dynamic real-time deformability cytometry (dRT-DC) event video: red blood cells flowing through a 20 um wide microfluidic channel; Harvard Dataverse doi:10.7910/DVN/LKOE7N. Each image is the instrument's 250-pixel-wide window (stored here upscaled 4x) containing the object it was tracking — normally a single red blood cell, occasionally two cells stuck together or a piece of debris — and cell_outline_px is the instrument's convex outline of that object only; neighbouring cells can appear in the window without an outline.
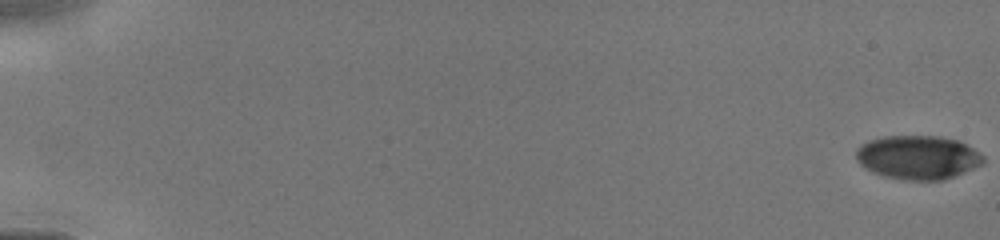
{"species": "human", "species_latin": "Homo sapiens", "temperature_condition": "cold", "stored_images_in_passage": 13, "camera_frame_rate_fps": 3000, "um_per_image_px": 0.085, "donor": {"sex": "male"}, "frame": {"image": 1, "passage_image": 1, "time_ms": 0.0, "image_size_px": [1000, 240], "cell_outline_px": [[984, 164], [944, 180], [904, 180], [884, 176], [872, 172], [864, 168], [856, 160], [856, 148], [860, 144], [868, 140], [884, 136], [940, 136], [960, 140], [980, 152], [984, 156]], "centroid_in_image_um": [78.02, 13.37], "position_along_channel_um": 7.0, "area_um2": 32.95}}
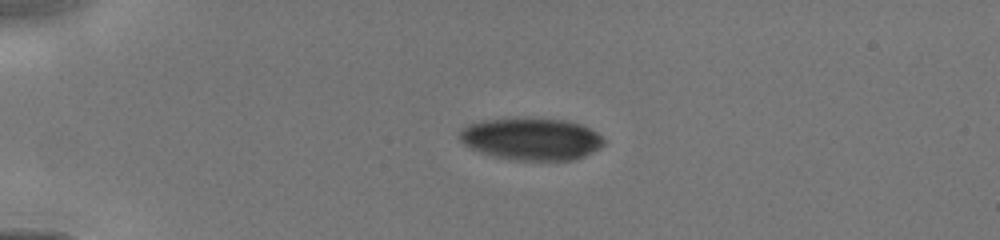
{"frame": {"image": 2, "passage_image": 11, "time_ms": 4.0, "image_size_px": [1000, 240], "cell_outline_px": [[604, 144], [600, 148], [576, 160], [512, 160], [492, 156], [468, 148], [460, 140], [460, 132], [464, 128], [480, 120], [568, 120], [580, 124], [596, 132], [604, 140]], "centroid_in_image_um": [45.18, 11.85], "position_along_channel_um": 39.8, "area_um2": 34.8}}